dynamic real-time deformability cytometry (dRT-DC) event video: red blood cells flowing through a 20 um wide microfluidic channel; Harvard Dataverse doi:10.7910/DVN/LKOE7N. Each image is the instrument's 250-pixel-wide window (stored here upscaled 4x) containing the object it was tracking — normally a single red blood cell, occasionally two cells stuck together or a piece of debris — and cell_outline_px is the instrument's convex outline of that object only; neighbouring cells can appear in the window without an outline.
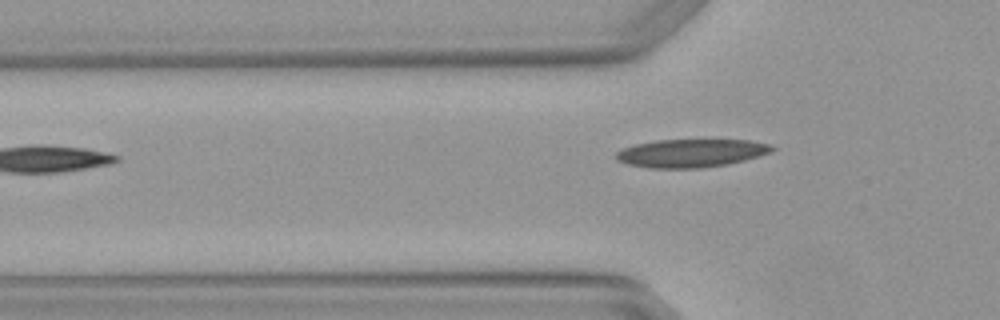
{"species": "Egyptian fruit bat (a non-hibernating species)", "species_latin": "Rousettus aegyptiacus", "temperature_condition": "warm", "stored_images_in_passage": 5, "segment_of_instrument_passage": [2, 2], "camera_frame_rate_fps": 3000, "um_per_image_px": 0.085, "animal": {"sex": "female"}, "frame": {"image": 1, "passage_image": 5, "time_ms": 1.333, "image_size_px": [1000, 320], "cell_outline_px": [[776, 148], [772, 152], [760, 156], [728, 164], [700, 168], [648, 168], [628, 164], [616, 160], [616, 152], [620, 148], [636, 144], [656, 140], [748, 140], [772, 144]], "centroid_in_image_um": [58.75, 13.01], "position_along_channel_um": 67.0, "area_um2": 25.78}}